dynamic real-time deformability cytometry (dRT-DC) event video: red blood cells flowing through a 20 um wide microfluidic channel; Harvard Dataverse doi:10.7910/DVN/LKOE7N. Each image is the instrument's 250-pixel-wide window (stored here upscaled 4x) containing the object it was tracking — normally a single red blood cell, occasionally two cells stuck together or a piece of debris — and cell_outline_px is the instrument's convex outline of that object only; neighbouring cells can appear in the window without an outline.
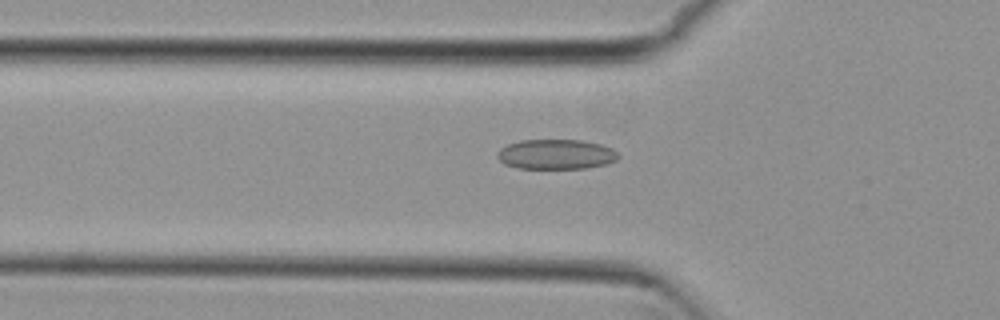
{"species": "common noctule bat (a hibernating species)", "species_latin": "Nyctalus noctula", "temperature_condition": "cold", "stored_images_in_passage": 54, "camera_frame_rate_fps": 3000, "um_per_image_px": 0.085, "animal": {"sex": "female", "body_mass_g": 29.2, "forearm_length_mm": 56.3}, "frame": {"image": 1, "passage_image": 18, "time_ms": 5.667, "image_size_px": [1000, 320], "cell_outline_px": [[620, 156], [616, 160], [608, 164], [584, 168], [516, 168], [504, 164], [496, 156], [496, 152], [500, 148], [508, 144], [520, 140], [580, 140], [600, 144], [612, 148]], "centroid_in_image_um": [47.24, 13.11], "position_along_channel_um": 78.6, "area_um2": 21.15}}
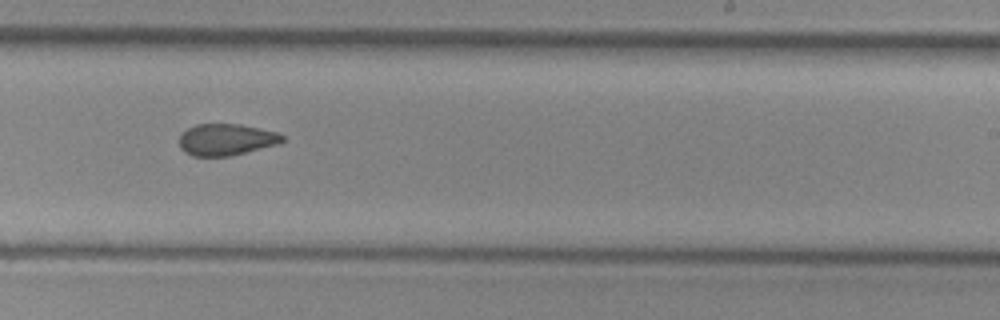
{"frame": {"image": 2, "passage_image": 33, "time_ms": 10.667, "image_size_px": [1000, 320], "cell_outline_px": [[284, 140], [276, 144], [228, 156], [192, 156], [184, 152], [180, 148], [180, 136], [188, 128], [196, 124], [240, 124], [276, 132], [284, 136]], "centroid_in_image_um": [19.19, 11.86], "position_along_channel_um": 269.8, "area_um2": 18.67}}
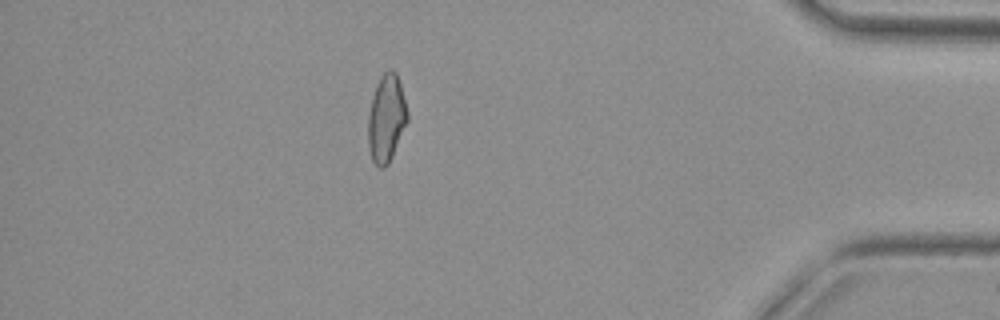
{"frame": {"image": 3, "passage_image": 47, "time_ms": 15.333, "image_size_px": [1000, 320], "cell_outline_px": [[408, 120], [392, 156], [388, 164], [384, 168], [380, 168], [372, 160], [368, 148], [368, 116], [372, 96], [376, 84], [380, 76], [388, 68], [392, 68], [396, 72], [400, 84], [408, 112]], "centroid_in_image_um": [32.83, 10.04], "position_along_channel_um": 402.4, "area_um2": 20.11}, "authors_computed_cell_mechanics": {"area_um2": 20.1433, "velocity_mm_per_s": 3.8132, "shape_relaxation_time_tau1_ms": null, "shape_relaxation_time_tau2_ms": 4.0482, "deformation_change_tau1": null, "deformation_change_tau2": 0.0932}}